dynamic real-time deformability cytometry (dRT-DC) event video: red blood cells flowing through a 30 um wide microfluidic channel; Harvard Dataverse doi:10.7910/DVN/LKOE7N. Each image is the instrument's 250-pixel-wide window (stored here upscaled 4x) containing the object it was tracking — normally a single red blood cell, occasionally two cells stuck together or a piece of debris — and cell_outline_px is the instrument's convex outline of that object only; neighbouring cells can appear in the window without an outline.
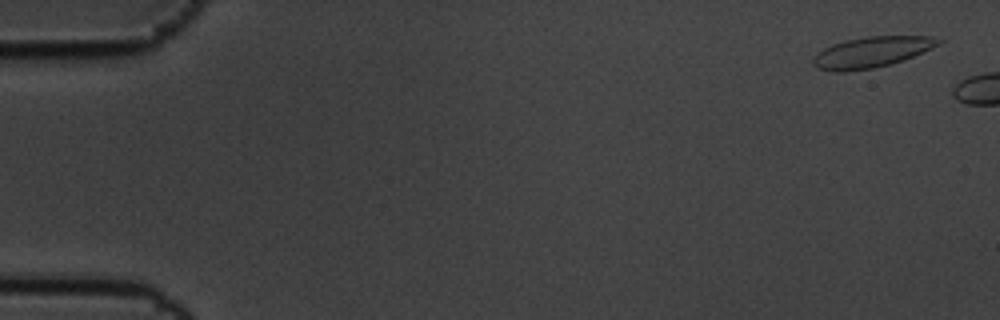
{"species": "common noctule bat (a hibernating species)", "species_latin": "Nyctalus noctula", "temperature_condition": "cold", "stored_images_in_passage": 2, "camera_frame_rate_fps": 3000, "um_per_image_px": 0.085, "animal": {"sex": "male", "body_mass_g": 19.5, "forearm_length_mm": 54.6}, "frame": {"image": 1, "passage_image": 1, "time_ms": 0.0, "image_size_px": [1000, 320], "cell_outline_px": [[944, 40], [940, 44], [932, 48], [904, 60], [872, 68], [844, 72], [832, 72], [816, 68], [812, 64], [812, 56], [824, 48], [832, 44], [848, 40], [868, 36], [932, 36]], "centroid_in_image_um": [74.06, 4.44], "position_along_channel_um": 10.9, "area_um2": 22.54}}